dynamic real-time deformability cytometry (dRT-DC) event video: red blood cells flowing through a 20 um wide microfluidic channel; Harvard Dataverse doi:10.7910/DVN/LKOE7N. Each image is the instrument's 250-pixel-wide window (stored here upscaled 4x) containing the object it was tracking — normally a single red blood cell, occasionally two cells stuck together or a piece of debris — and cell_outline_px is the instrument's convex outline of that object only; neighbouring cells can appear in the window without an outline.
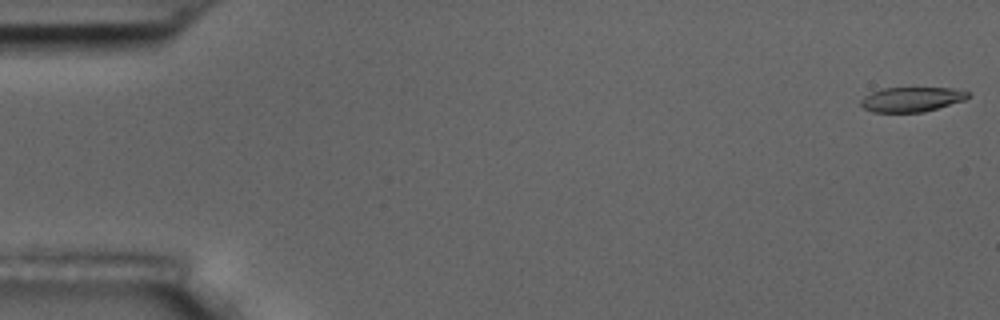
{"species": "common noctule bat (a hibernating species)", "species_latin": "Nyctalus noctula", "temperature_condition": "room temperature", "stored_images_in_passage": 6, "camera_frame_rate_fps": 3000, "um_per_image_px": 0.085, "animal": {"sex": "male", "body_mass_g": 17.5, "forearm_length_mm": 52.3}, "frame": {"image": 1, "passage_image": 1, "time_ms": 0.0, "image_size_px": [1000, 320], "cell_outline_px": [[968, 96], [964, 100], [924, 112], [872, 112], [864, 108], [860, 104], [860, 100], [864, 96], [872, 92], [884, 88], [952, 88], [968, 92]], "centroid_in_image_um": [77.45, 8.45], "position_along_channel_um": 7.6, "area_um2": 15.26}}
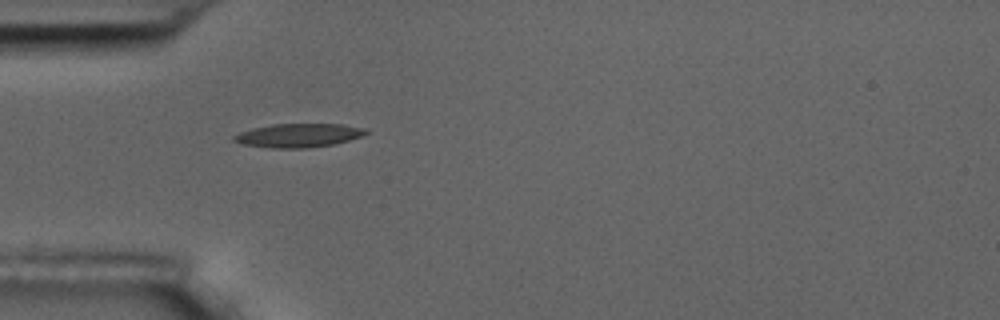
{"frame": {"image": 2, "passage_image": 5, "time_ms": 5.333, "image_size_px": [1000, 320], "cell_outline_px": [[368, 132], [364, 136], [336, 144], [304, 148], [272, 148], [244, 144], [232, 140], [232, 136], [240, 132], [252, 128], [272, 124], [340, 124], [368, 128]], "centroid_in_image_um": [25.42, 11.5], "position_along_channel_um": 59.6, "area_um2": 18.38}}